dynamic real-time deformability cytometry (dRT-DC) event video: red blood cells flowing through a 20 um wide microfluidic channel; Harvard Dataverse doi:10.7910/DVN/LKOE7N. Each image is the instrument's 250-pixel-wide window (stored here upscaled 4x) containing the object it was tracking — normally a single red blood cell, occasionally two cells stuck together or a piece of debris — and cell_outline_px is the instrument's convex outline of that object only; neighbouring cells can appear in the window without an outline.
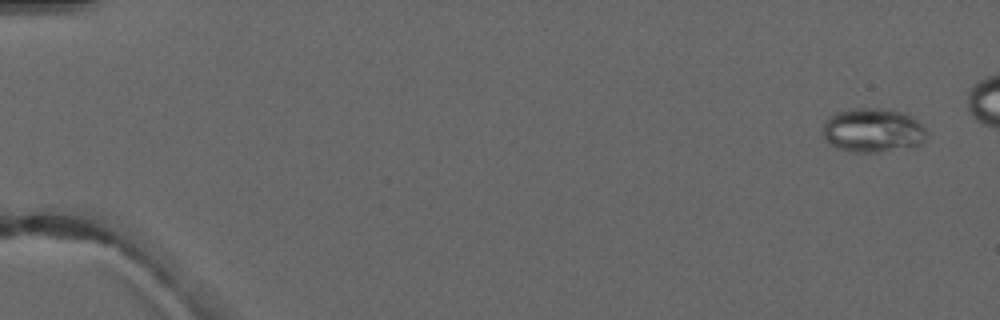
{"species": "common noctule bat (a hibernating species)", "species_latin": "Nyctalus noctula", "temperature_condition": "warm", "stored_images_in_passage": 6, "camera_frame_rate_fps": 3000, "um_per_image_px": 0.085, "animal": {"sex": "male", "forearm_length_mm": 52.5}, "frame": {"image": 1, "passage_image": 1, "time_ms": 0.0, "image_size_px": [1000, 320], "cell_outline_px": [[924, 144], [916, 148], [876, 152], [856, 152], [836, 148], [824, 136], [824, 124], [828, 116], [836, 112], [852, 108], [892, 108], [908, 112], [924, 128]], "centroid_in_image_um": [74.25, 11.06], "position_along_channel_um": 10.8, "area_um2": 27.17}}